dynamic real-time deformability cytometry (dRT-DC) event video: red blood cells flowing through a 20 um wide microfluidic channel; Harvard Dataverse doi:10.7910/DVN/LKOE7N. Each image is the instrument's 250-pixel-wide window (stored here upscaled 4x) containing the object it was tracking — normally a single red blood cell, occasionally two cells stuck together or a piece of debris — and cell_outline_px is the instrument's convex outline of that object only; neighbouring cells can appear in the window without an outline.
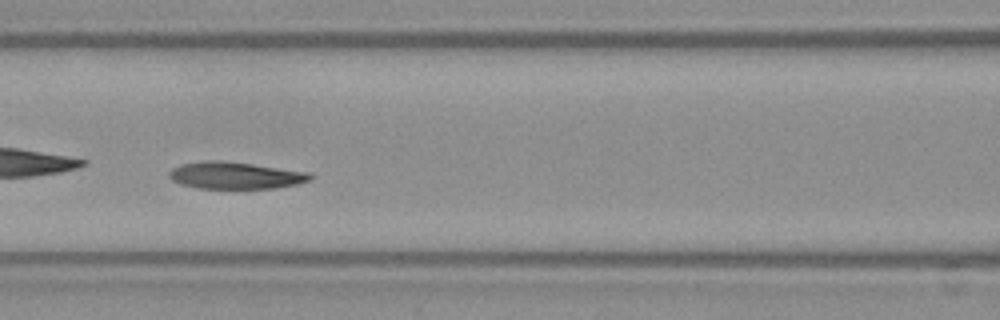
{"species": "Egyptian fruit bat (a non-hibernating species)", "species_latin": "Rousettus aegyptiacus", "temperature_condition": "warm", "stored_images_in_passage": 44, "camera_frame_rate_fps": 3000, "um_per_image_px": 0.085, "frame": {"image": 1, "passage_image": 13, "time_ms": 4.0, "image_size_px": [1000, 320], "cell_outline_px": [[316, 176], [312, 180], [296, 184], [276, 188], [196, 188], [180, 184], [172, 180], [168, 176], [168, 172], [172, 168], [180, 164], [204, 160], [220, 160], [252, 164], [308, 172]], "centroid_in_image_um": [19.99, 14.91], "position_along_channel_um": 146.6, "area_um2": 22.31}}
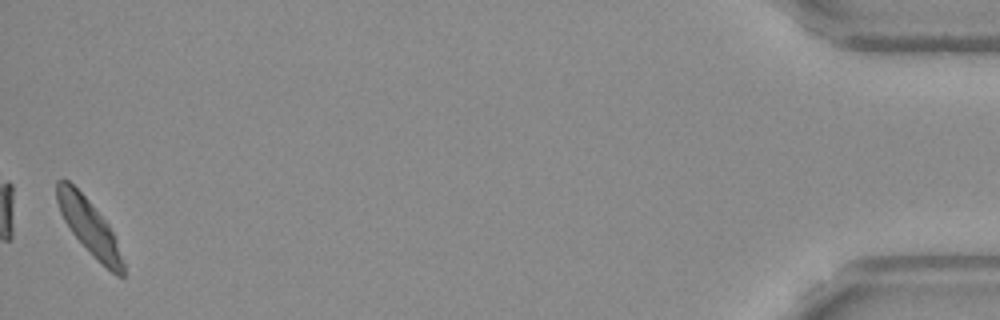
{"frame": {"image": 2, "passage_image": 44, "time_ms": 14.333, "image_size_px": [1000, 320], "cell_outline_px": [[124, 276], [116, 276], [96, 260], [72, 232], [64, 220], [60, 212], [56, 200], [56, 180], [68, 180], [88, 200], [108, 224], [116, 240], [124, 264]], "centroid_in_image_um": [7.57, 19.3], "position_along_channel_um": 427.6, "area_um2": 20.92}, "authors_computed_cell_mechanics": {"area_um2": 22.5998, "velocity_mm_per_s": 3.6041, "shape_relaxation_time_tau1_ms": 3.3902, "shape_relaxation_time_tau2_ms": 4.71, "deformation_change_tau1": 0.1587, "deformation_change_tau2": 0.0846}}